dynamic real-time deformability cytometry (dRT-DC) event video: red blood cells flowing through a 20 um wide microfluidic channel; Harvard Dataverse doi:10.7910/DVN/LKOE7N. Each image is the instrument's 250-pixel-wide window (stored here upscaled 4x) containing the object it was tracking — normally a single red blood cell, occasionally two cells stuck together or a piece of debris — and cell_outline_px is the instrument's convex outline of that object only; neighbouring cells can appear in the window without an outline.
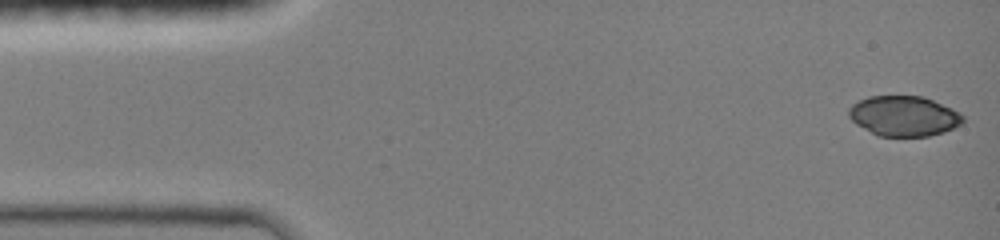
{"species": "common noctule bat (a hibernating species)", "species_latin": "Nyctalus noctula", "temperature_condition": "room temperature", "stored_images_in_passage": 13, "camera_frame_rate_fps": 3000, "um_per_image_px": 0.085, "animal": {"sex": "female", "body_mass_g": 19.0, "forearm_length_mm": 51.5}, "frame": {"image": 1, "passage_image": 1, "time_ms": 0.0, "image_size_px": [1000, 240], "cell_outline_px": [[964, 120], [960, 124], [944, 132], [928, 136], [876, 136], [856, 124], [848, 116], [848, 108], [852, 104], [868, 96], [924, 96], [952, 108], [960, 112], [964, 116]], "centroid_in_image_um": [76.81, 9.86], "position_along_channel_um": 8.2, "area_um2": 26.88}}